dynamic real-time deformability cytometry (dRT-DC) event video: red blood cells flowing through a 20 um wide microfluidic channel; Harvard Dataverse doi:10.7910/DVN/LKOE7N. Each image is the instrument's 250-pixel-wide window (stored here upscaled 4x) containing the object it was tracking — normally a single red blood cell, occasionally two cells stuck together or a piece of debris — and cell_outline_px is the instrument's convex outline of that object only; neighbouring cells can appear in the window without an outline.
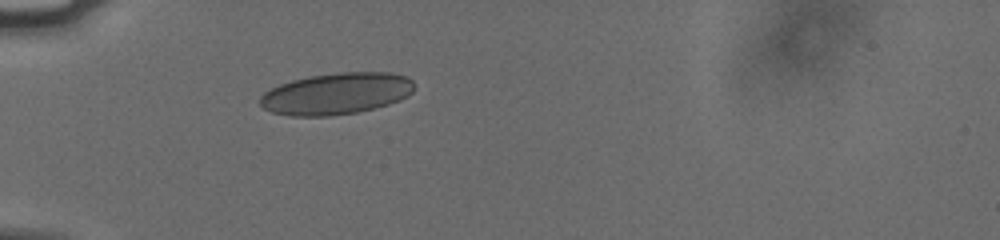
{"species": "human", "species_latin": "Homo sapiens", "temperature_condition": "cold", "stored_images_in_passage": 29, "camera_frame_rate_fps": 3000, "um_per_image_px": 0.085, "donor": {"sex": "male"}, "frame": {"image": 1, "passage_image": 1, "time_ms": 0.0, "image_size_px": [1000, 240], "cell_outline_px": [[412, 92], [408, 96], [400, 100], [388, 104], [356, 112], [328, 116], [288, 116], [272, 112], [264, 108], [260, 104], [260, 96], [264, 92], [280, 84], [292, 80], [312, 76], [340, 72], [392, 72], [404, 76], [412, 80]], "centroid_in_image_um": [28.57, 7.96], "position_along_channel_um": 56.4, "area_um2": 37.17}}
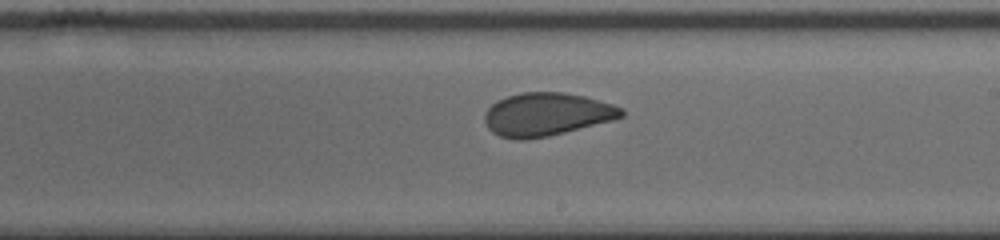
{"frame": {"image": 2, "passage_image": 11, "time_ms": 3.333, "image_size_px": [1000, 240], "cell_outline_px": [[624, 116], [612, 120], [548, 136], [524, 140], [516, 140], [500, 136], [492, 132], [488, 128], [484, 120], [484, 112], [496, 100], [520, 92], [564, 92], [584, 96], [612, 104], [624, 108]], "centroid_in_image_um": [46.43, 9.71], "position_along_channel_um": 242.6, "area_um2": 34.39}}
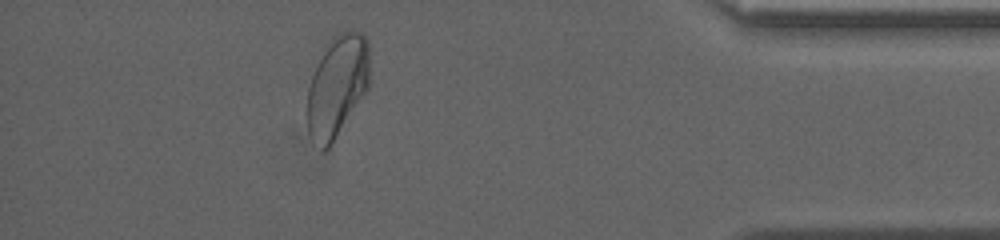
{"frame": {"image": 3, "passage_image": 24, "time_ms": 7.667, "image_size_px": [1000, 240], "cell_outline_px": [[368, 88], [328, 148], [324, 152], [320, 152], [308, 132], [308, 88], [312, 76], [332, 36], [344, 28], [352, 28], [360, 32], [368, 40]], "centroid_in_image_um": [28.66, 7.28], "position_along_channel_um": 406.5, "area_um2": 36.47}, "authors_computed_cell_mechanics": {"area_um2": 35.3736, "velocity_mm_per_s": 3.7605, "shape_relaxation_time_tau1_ms": 2.0505, "shape_relaxation_time_tau2_ms": 0.4232, "deformation_change_tau1": 0.0959, "deformation_change_tau2": 0.0561}}